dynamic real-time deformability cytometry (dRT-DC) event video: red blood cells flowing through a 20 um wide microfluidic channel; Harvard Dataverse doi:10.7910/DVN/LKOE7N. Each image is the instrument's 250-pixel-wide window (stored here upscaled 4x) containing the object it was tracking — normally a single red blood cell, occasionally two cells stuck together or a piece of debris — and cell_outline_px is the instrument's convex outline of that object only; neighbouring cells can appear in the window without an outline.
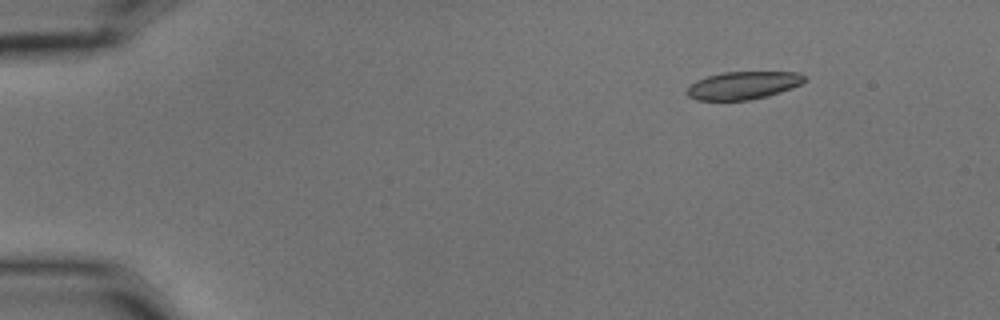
{"species": "common noctule bat (a hibernating species)", "species_latin": "Nyctalus noctula", "temperature_condition": "cold", "stored_images_in_passage": 6, "camera_frame_rate_fps": 3000, "um_per_image_px": 0.085, "animal": {"sex": "male", "body_mass_g": 15.6}, "frame": {"image": 1, "passage_image": 3, "time_ms": 0.667, "image_size_px": [1000, 320], "cell_outline_px": [[808, 80], [792, 88], [768, 96], [748, 100], [696, 100], [688, 96], [684, 92], [696, 80], [708, 76], [724, 72], [800, 72]], "centroid_in_image_um": [63.18, 7.26], "position_along_channel_um": 21.8, "area_um2": 19.07}}
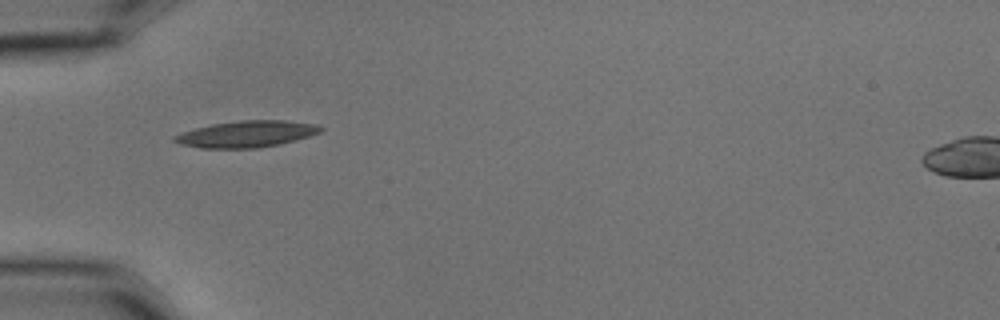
{"frame": {"image": 2, "passage_image": 5, "time_ms": 1.333, "image_size_px": [1000, 320], "cell_outline_px": [[324, 128], [320, 132], [308, 136], [280, 144], [256, 148], [200, 148], [180, 144], [172, 140], [172, 136], [196, 128], [212, 124], [240, 120], [284, 120], [316, 124]], "centroid_in_image_um": [20.94, 11.39], "position_along_channel_um": 64.1, "area_um2": 22.43}}